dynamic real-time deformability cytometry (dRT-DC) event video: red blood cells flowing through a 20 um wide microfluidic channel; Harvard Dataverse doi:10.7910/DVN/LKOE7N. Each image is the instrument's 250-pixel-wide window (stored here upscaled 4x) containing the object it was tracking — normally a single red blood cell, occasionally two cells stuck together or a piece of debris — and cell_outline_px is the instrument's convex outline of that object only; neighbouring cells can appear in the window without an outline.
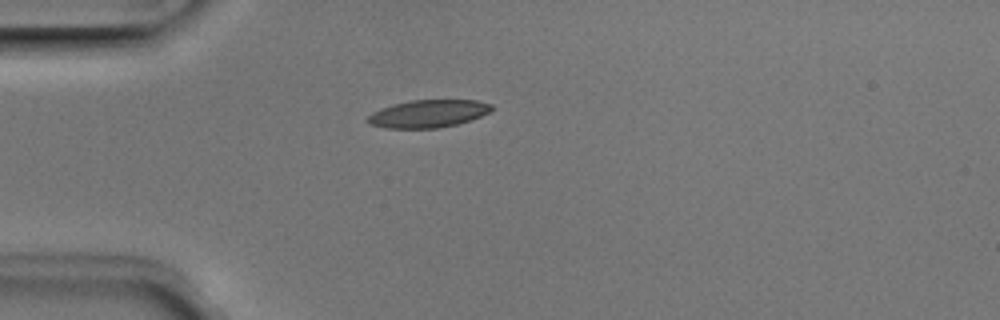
{"species": "Egyptian fruit bat (a non-hibernating species)", "species_latin": "Rousettus aegyptiacus", "temperature_condition": "room temperature", "stored_images_in_passage": 1, "camera_frame_rate_fps": 3000, "um_per_image_px": 0.085, "animal": {"sex": "male"}, "frame": {"image": 1, "passage_image": 1, "time_ms": 0.0, "image_size_px": [1000, 320], "cell_outline_px": [[492, 108], [488, 112], [480, 116], [456, 124], [436, 128], [384, 128], [372, 124], [364, 120], [372, 112], [380, 108], [392, 104], [412, 100], [476, 100], [492, 104]], "centroid_in_image_um": [36.34, 9.65], "position_along_channel_um": 48.7, "area_um2": 19.83}}